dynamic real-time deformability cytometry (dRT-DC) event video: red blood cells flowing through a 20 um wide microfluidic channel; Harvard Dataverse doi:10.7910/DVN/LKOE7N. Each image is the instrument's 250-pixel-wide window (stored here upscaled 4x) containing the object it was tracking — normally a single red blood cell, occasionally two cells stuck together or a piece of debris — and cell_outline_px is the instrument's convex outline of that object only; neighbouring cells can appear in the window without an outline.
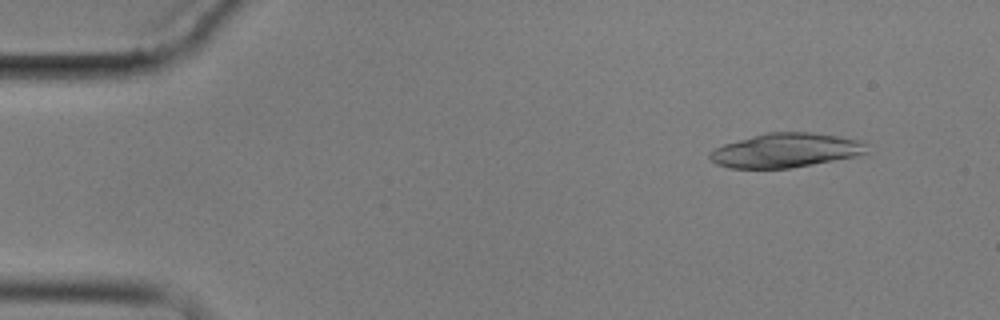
{"species": "common noctule bat (a hibernating species)", "species_latin": "Nyctalus noctula", "temperature_condition": "cold", "stored_images_in_passage": 5, "camera_frame_rate_fps": 3000, "um_per_image_px": 0.085, "animal": {"sex": "male", "body_mass_g": 17.9}, "frame": {"image": 1, "passage_image": 2, "time_ms": 1.333, "image_size_px": [1000, 320], "cell_outline_px": [[868, 152], [856, 156], [792, 168], [728, 168], [716, 164], [708, 156], [708, 152], [724, 144], [752, 136], [768, 132], [808, 132], [840, 136], [860, 140], [868, 144]], "centroid_in_image_um": [66.81, 12.78], "position_along_channel_um": 18.2, "area_um2": 31.39}}